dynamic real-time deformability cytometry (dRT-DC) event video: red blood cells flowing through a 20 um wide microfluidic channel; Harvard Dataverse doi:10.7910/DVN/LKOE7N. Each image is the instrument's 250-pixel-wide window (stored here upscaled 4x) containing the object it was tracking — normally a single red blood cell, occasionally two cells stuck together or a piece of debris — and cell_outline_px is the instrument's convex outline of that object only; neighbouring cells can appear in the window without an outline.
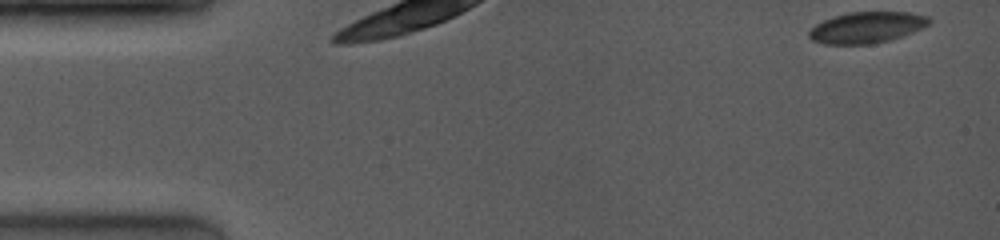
{"species": "common noctule bat (a hibernating species)", "species_latin": "Nyctalus noctula", "temperature_condition": "room temperature", "stored_images_in_passage": 5, "camera_frame_rate_fps": 4000, "um_per_image_px": 0.085, "animal": {"sex": "female", "body_mass_g": 19.0, "forearm_length_mm": 53.3}, "frame": {"image": 1, "passage_image": 1, "time_ms": 0.0, "image_size_px": [1000, 240], "cell_outline_px": [[932, 20], [928, 24], [904, 36], [872, 44], [824, 44], [812, 40], [808, 36], [808, 32], [816, 24], [824, 20], [848, 12], [908, 12], [928, 16]], "centroid_in_image_um": [73.67, 2.33], "position_along_channel_um": 11.3, "area_um2": 21.68}}